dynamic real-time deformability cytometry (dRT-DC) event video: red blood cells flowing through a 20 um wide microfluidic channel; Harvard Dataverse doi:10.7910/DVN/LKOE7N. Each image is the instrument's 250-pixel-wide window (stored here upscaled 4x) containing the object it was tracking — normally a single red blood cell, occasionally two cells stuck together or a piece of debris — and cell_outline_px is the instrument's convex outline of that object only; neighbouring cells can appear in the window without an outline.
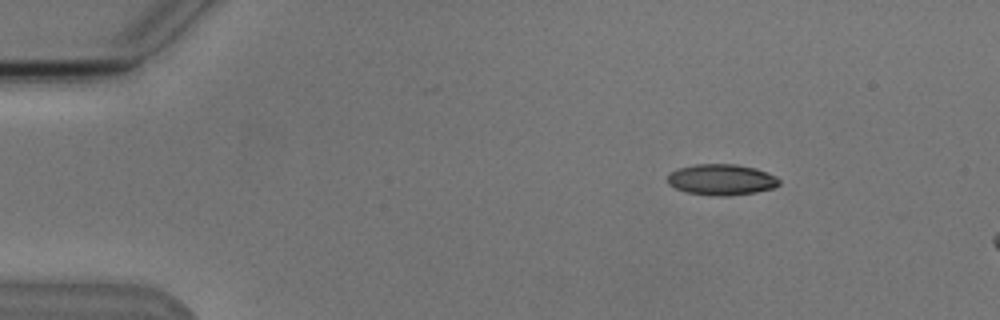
{"species": "Egyptian fruit bat (a non-hibernating species)", "species_latin": "Rousettus aegyptiacus", "temperature_condition": "cold", "stored_images_in_passage": 4, "camera_frame_rate_fps": 3000, "um_per_image_px": 0.085, "animal": {"sex": "male"}, "frame": {"image": 1, "passage_image": 2, "time_ms": 1.333, "image_size_px": [1000, 320], "cell_outline_px": [[780, 184], [772, 188], [756, 192], [728, 196], [712, 196], [684, 192], [668, 184], [668, 172], [676, 168], [696, 164], [736, 164], [756, 168], [776, 176], [780, 180]], "centroid_in_image_um": [61.29, 15.27], "position_along_channel_um": 23.7, "area_um2": 20.4}}